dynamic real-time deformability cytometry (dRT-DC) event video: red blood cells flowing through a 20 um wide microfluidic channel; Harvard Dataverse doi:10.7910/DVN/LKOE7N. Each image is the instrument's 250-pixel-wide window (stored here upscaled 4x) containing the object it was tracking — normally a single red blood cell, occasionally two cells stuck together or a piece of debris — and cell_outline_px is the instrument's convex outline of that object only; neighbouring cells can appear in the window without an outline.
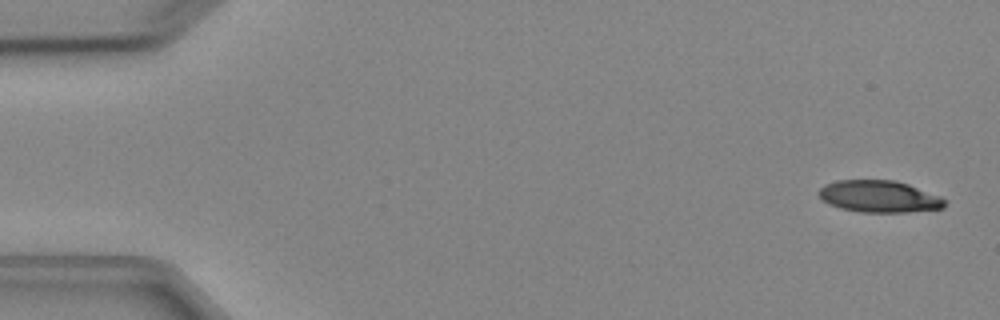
{"species": "Egyptian fruit bat (a non-hibernating species)", "species_latin": "Rousettus aegyptiacus", "temperature_condition": "cold", "stored_images_in_passage": 5, "camera_frame_rate_fps": 3000, "um_per_image_px": 0.085, "animal": {"sex": "female"}, "frame": {"image": 1, "passage_image": 1, "time_ms": 0.0, "image_size_px": [1000, 320], "cell_outline_px": [[948, 204], [944, 208], [908, 212], [860, 212], [840, 208], [828, 204], [816, 192], [824, 184], [836, 180], [896, 180], [908, 184], [940, 196], [948, 200]], "centroid_in_image_um": [74.75, 16.7], "position_along_channel_um": 10.3, "area_um2": 23.64}}
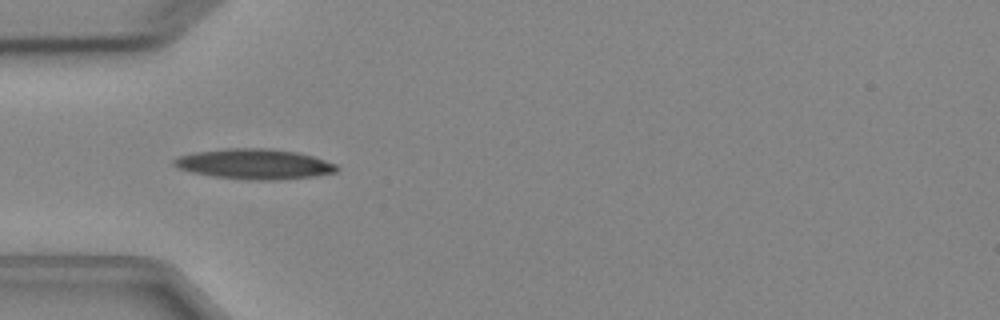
{"frame": {"image": 2, "passage_image": 5, "time_ms": 4.667, "image_size_px": [1000, 320], "cell_outline_px": [[340, 168], [336, 172], [312, 176], [272, 180], [248, 180], [216, 176], [192, 172], [176, 168], [172, 164], [172, 160], [176, 156], [192, 152], [224, 148], [268, 148], [300, 152], [336, 164]], "centroid_in_image_um": [21.57, 13.92], "position_along_channel_um": 63.4, "area_um2": 28.84}}